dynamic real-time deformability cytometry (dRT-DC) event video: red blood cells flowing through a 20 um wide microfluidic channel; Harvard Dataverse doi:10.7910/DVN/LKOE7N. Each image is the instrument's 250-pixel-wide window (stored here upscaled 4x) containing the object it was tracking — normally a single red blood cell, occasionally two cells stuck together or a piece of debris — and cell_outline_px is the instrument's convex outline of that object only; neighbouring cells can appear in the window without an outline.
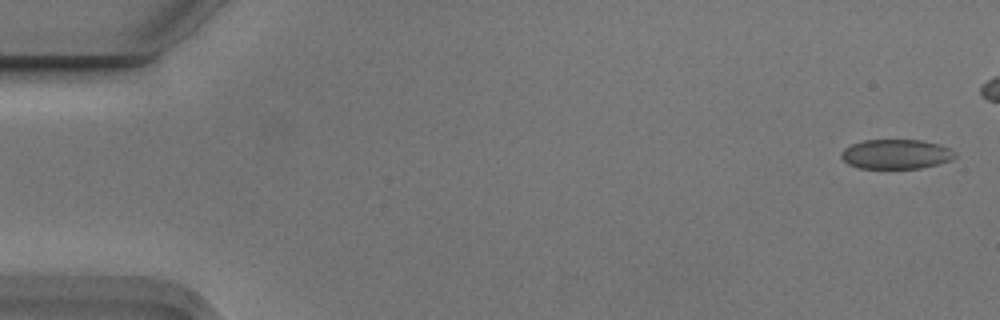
{"species": "Egyptian fruit bat (a non-hibernating species)", "species_latin": "Rousettus aegyptiacus", "temperature_condition": "cold", "stored_images_in_passage": 7, "camera_frame_rate_fps": 3000, "um_per_image_px": 0.085, "animal": {"sex": "male"}, "frame": {"image": 1, "passage_image": 1, "time_ms": 0.0, "image_size_px": [1000, 320], "cell_outline_px": [[956, 156], [948, 160], [936, 164], [920, 168], [860, 168], [848, 164], [840, 156], [840, 152], [844, 148], [852, 144], [864, 140], [920, 140], [940, 144], [956, 152]], "centroid_in_image_um": [76.13, 13.09], "position_along_channel_um": 8.9, "area_um2": 19.48}}
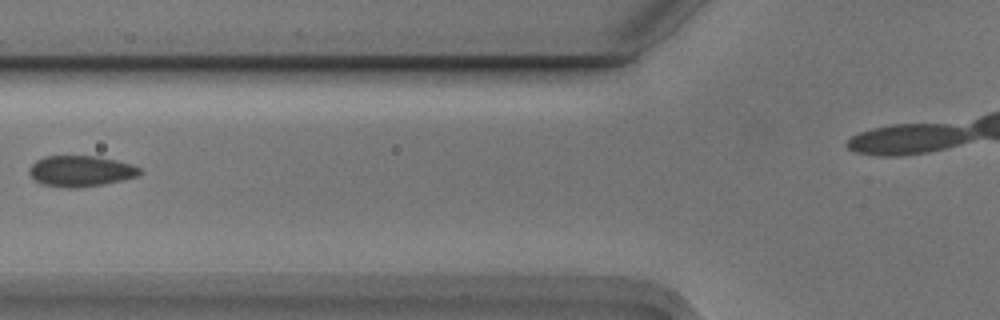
{"frame": {"image": 2, "passage_image": 6, "time_ms": 1.667, "image_size_px": [1000, 320], "cell_outline_px": [[144, 172], [136, 176], [124, 180], [76, 188], [64, 188], [44, 184], [36, 180], [28, 172], [32, 164], [36, 160], [44, 156], [96, 156], [116, 160], [132, 164], [140, 168]], "centroid_in_image_um": [6.88, 14.53], "position_along_channel_um": 118.9, "area_um2": 19.83}}
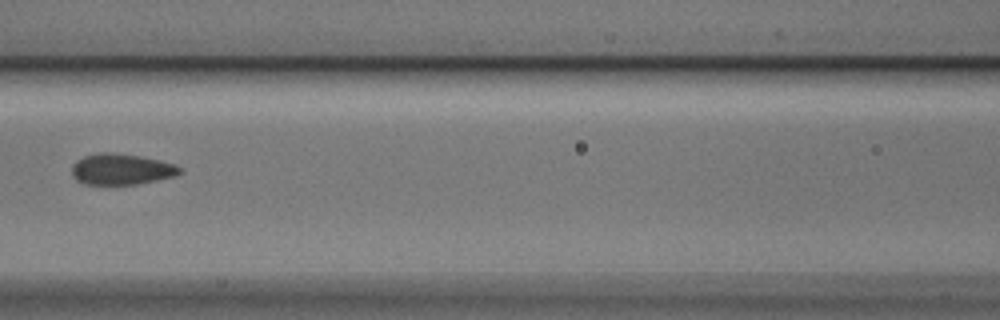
{"frame": {"image": 3, "passage_image": 7, "time_ms": 2.0, "image_size_px": [1000, 320], "cell_outline_px": [[180, 172], [172, 176], [156, 180], [136, 184], [84, 184], [76, 180], [72, 176], [72, 164], [76, 160], [84, 156], [100, 152], [112, 152], [140, 156], [160, 160], [172, 164], [180, 168]], "centroid_in_image_um": [10.23, 14.37], "position_along_channel_um": 156.4, "area_um2": 19.31}}